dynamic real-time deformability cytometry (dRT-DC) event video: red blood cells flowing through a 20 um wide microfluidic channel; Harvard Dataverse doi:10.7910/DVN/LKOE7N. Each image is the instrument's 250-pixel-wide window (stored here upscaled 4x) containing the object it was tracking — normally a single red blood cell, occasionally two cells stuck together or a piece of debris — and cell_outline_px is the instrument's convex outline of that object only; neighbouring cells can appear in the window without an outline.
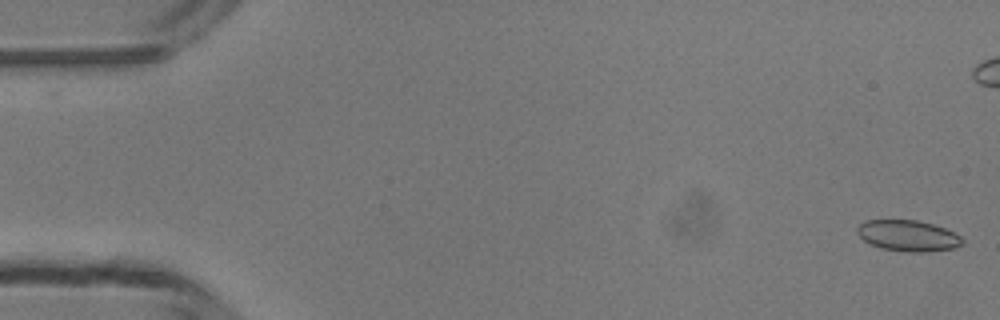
{"species": "common noctule bat (a hibernating species)", "species_latin": "Nyctalus noctula", "temperature_condition": "room temperature", "stored_images_in_passage": 50, "camera_frame_rate_fps": 3000, "um_per_image_px": 0.085, "animal": {"sex": "male", "body_mass_g": 13.3}, "frame": {"image": 1, "passage_image": 1, "time_ms": 0.0, "image_size_px": [1000, 320], "cell_outline_px": [[964, 244], [952, 248], [924, 252], [908, 252], [880, 248], [864, 240], [856, 232], [856, 228], [864, 220], [916, 220], [932, 224], [944, 228], [960, 236], [964, 240]], "centroid_in_image_um": [77.17, 20.03], "position_along_channel_um": 7.8, "area_um2": 18.9}}
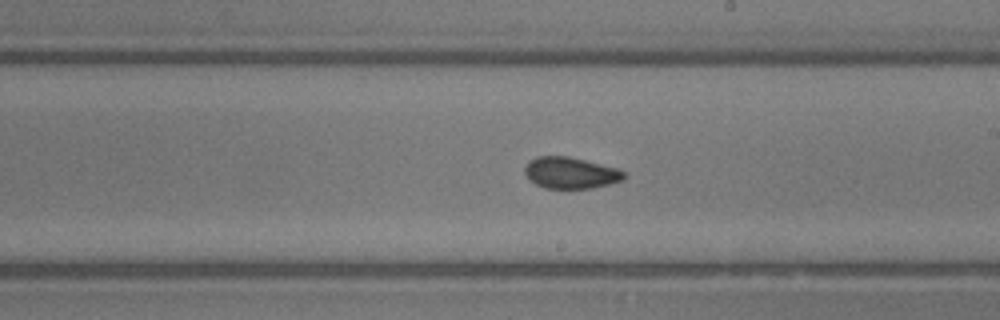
{"frame": {"image": 2, "passage_image": 28, "time_ms": 9.0, "image_size_px": [1000, 320], "cell_outline_px": [[624, 180], [592, 188], [544, 188], [528, 180], [524, 172], [524, 168], [528, 160], [536, 156], [568, 156], [616, 168], [624, 172]], "centroid_in_image_um": [48.43, 14.69], "position_along_channel_um": 240.6, "area_um2": 18.15}}
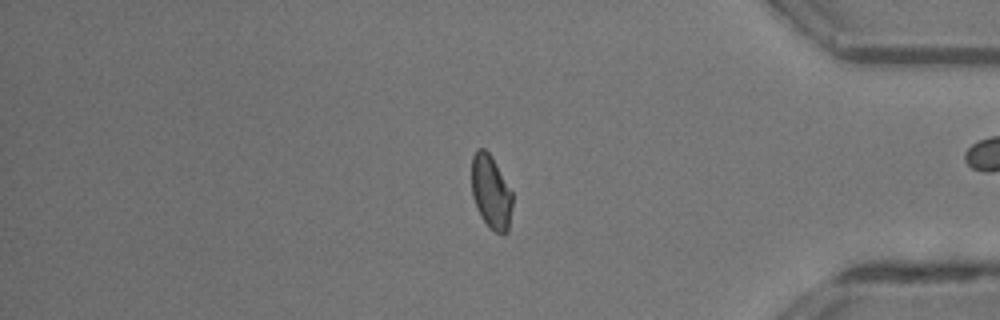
{"frame": {"image": 3, "passage_image": 41, "time_ms": 13.333, "image_size_px": [1000, 320], "cell_outline_px": [[512, 204], [508, 232], [504, 236], [496, 232], [480, 216], [476, 208], [472, 196], [472, 156], [476, 148], [484, 148], [488, 152], [512, 192]], "centroid_in_image_um": [41.72, 16.34], "position_along_channel_um": 393.5, "area_um2": 17.34}, "authors_computed_cell_mechanics": {"area_um2": 18.3515, "velocity_mm_per_s": 4.192, "shape_relaxation_time_tau1_ms": null, "shape_relaxation_time_tau2_ms": 1.3138, "deformation_change_tau1": null, "deformation_change_tau2": 0.0688}}